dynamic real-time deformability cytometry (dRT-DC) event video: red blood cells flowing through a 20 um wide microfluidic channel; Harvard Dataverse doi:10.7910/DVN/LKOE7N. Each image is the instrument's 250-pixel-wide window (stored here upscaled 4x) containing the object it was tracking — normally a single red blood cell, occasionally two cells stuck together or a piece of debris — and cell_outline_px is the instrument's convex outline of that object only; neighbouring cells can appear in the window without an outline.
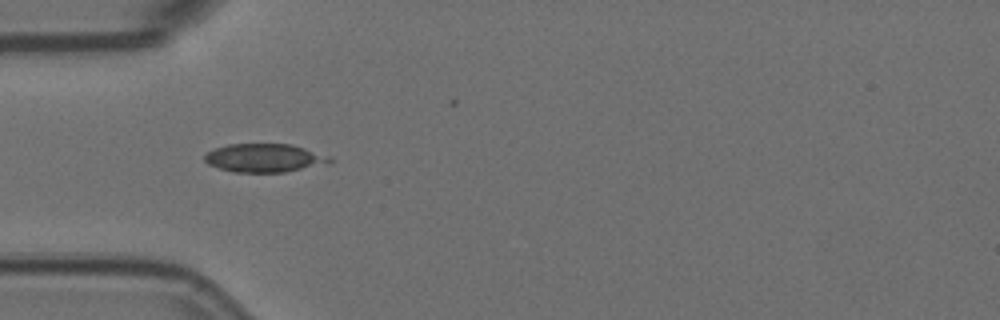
{"species": "Egyptian fruit bat (a non-hibernating species)", "species_latin": "Rousettus aegyptiacus", "temperature_condition": "room temperature", "stored_images_in_passage": 10, "camera_frame_rate_fps": 3000, "um_per_image_px": 0.085, "animal": {"sex": "female"}, "frame": {"image": 1, "passage_image": 4, "time_ms": 1.0, "image_size_px": [1000, 320], "cell_outline_px": [[332, 160], [328, 164], [284, 172], [236, 172], [220, 168], [208, 164], [204, 160], [204, 152], [212, 148], [228, 144], [292, 144], [328, 156]], "centroid_in_image_um": [22.42, 13.42], "position_along_channel_um": 62.6, "area_um2": 20.75}}
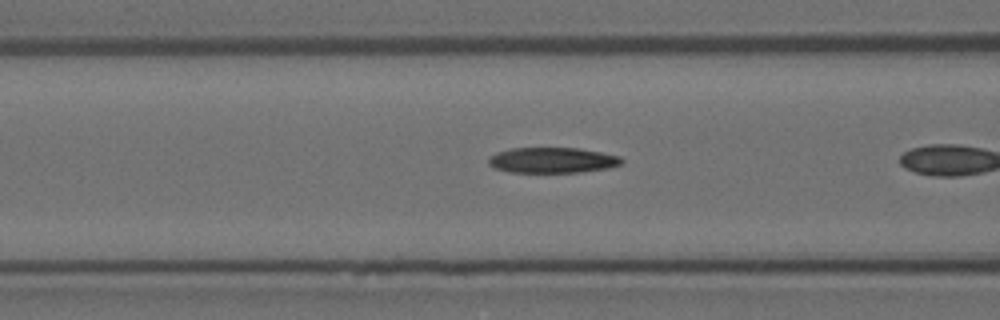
{"frame": {"image": 2, "passage_image": 6, "time_ms": 1.667, "image_size_px": [1000, 320], "cell_outline_px": [[624, 160], [620, 164], [608, 168], [580, 172], [508, 172], [496, 168], [488, 164], [488, 156], [496, 152], [512, 148], [576, 148], [600, 152], [620, 156]], "centroid_in_image_um": [46.92, 13.61], "position_along_channel_um": 119.7, "area_um2": 19.77}}
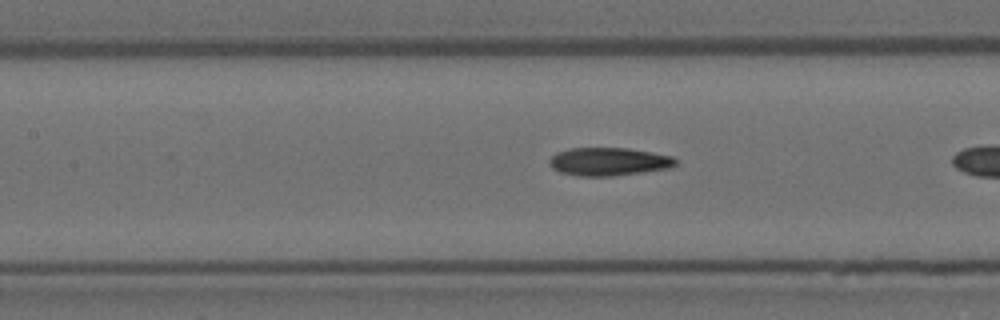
{"frame": {"image": 3, "passage_image": 9, "time_ms": 2.667, "image_size_px": [1000, 320], "cell_outline_px": [[676, 164], [672, 168], [612, 176], [576, 176], [560, 172], [552, 168], [548, 164], [548, 160], [556, 152], [568, 148], [628, 148], [652, 152], [672, 156], [676, 160]], "centroid_in_image_um": [51.71, 13.74], "position_along_channel_um": 155.7, "area_um2": 20.87}}